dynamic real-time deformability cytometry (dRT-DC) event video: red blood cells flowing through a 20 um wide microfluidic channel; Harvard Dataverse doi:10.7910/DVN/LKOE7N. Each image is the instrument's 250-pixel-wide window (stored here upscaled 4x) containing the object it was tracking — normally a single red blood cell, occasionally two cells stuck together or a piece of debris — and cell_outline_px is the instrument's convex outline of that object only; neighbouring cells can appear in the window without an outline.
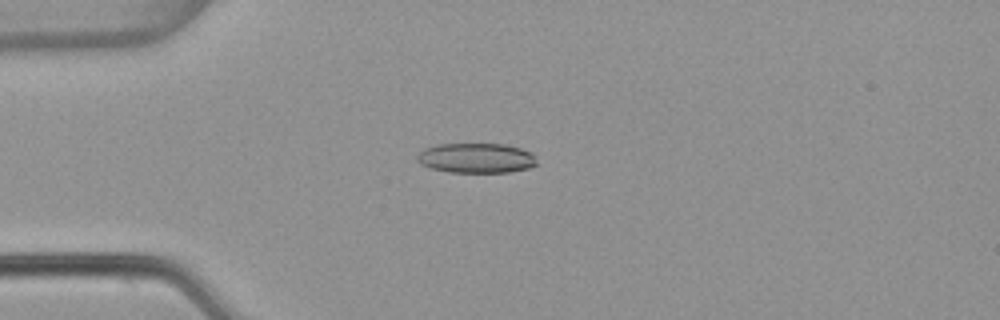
{"species": "common noctule bat (a hibernating species)", "species_latin": "Nyctalus noctula", "temperature_condition": "warm", "stored_images_in_passage": 53, "camera_frame_rate_fps": 3000, "um_per_image_px": 0.085, "animal": {"sex": "female", "body_mass_g": 22.7, "forearm_length_mm": 54.2}, "frame": {"image": 1, "passage_image": 14, "time_ms": 4.333, "image_size_px": [1000, 320], "cell_outline_px": [[536, 164], [528, 168], [508, 172], [448, 172], [432, 168], [420, 164], [416, 160], [416, 156], [424, 148], [436, 144], [504, 144], [520, 148], [532, 152], [536, 156]], "centroid_in_image_um": [40.47, 13.43], "position_along_channel_um": 44.5, "area_um2": 20.92}}
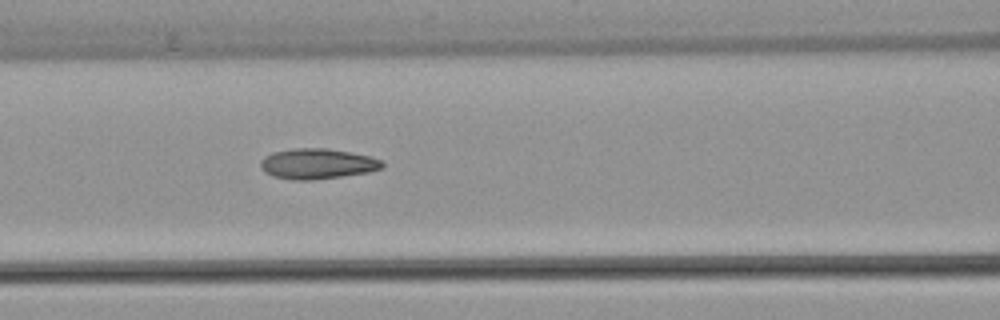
{"frame": {"image": 2, "passage_image": 23, "time_ms": 7.333, "image_size_px": [1000, 320], "cell_outline_px": [[384, 168], [368, 172], [312, 180], [292, 180], [272, 176], [264, 172], [260, 168], [260, 160], [264, 156], [272, 152], [292, 148], [328, 148], [372, 156], [384, 160]], "centroid_in_image_um": [26.97, 13.91], "position_along_channel_um": 139.6, "area_um2": 21.91}}
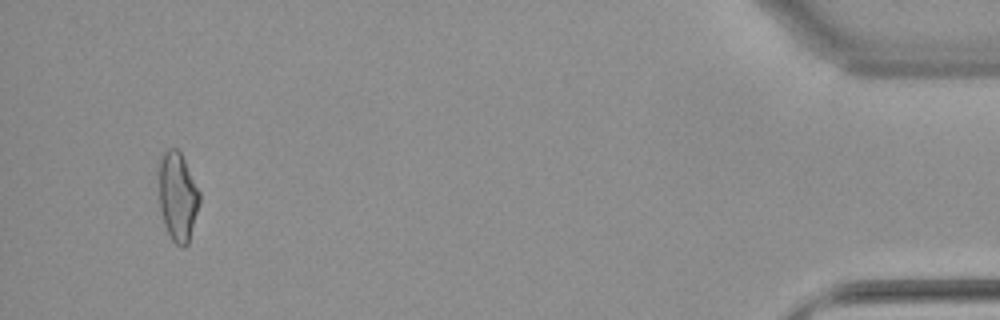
{"frame": {"image": 3, "passage_image": 51, "time_ms": 16.667, "image_size_px": [1000, 320], "cell_outline_px": [[200, 204], [188, 244], [184, 248], [176, 244], [172, 240], [164, 224], [160, 208], [160, 156], [168, 148], [176, 148], [180, 152], [200, 192]], "centroid_in_image_um": [15.12, 16.74], "position_along_channel_um": 420.1, "area_um2": 20.87}, "authors_computed_cell_mechanics": {"area_um2": 20.9236, "velocity_mm_per_s": 3.8465, "shape_relaxation_time_tau1_ms": null, "shape_relaxation_time_tau2_ms": 2.0297, "deformation_change_tau1": null, "deformation_change_tau2": 0.1006}}